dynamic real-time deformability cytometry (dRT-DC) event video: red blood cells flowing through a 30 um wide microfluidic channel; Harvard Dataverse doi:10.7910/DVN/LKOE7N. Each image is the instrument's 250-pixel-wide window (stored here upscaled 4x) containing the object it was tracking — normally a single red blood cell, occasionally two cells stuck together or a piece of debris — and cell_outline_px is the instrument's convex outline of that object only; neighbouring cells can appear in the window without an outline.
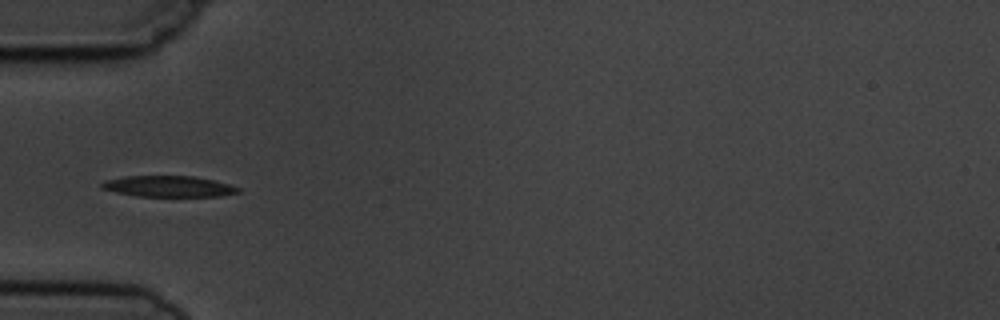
{"species": "common noctule bat (a hibernating species)", "species_latin": "Nyctalus noctula", "temperature_condition": "cold", "stored_images_in_passage": 8, "camera_frame_rate_fps": 3000, "um_per_image_px": 0.085, "animal": {"sex": "male", "body_mass_g": 19.5, "forearm_length_mm": 54.6}, "frame": {"image": 1, "passage_image": 5, "time_ms": 4.667, "image_size_px": [1000, 320], "cell_outline_px": [[240, 192], [220, 196], [136, 196], [116, 192], [100, 188], [100, 184], [104, 180], [124, 176], [196, 176], [228, 184], [240, 188]], "centroid_in_image_um": [14.29, 15.84], "position_along_channel_um": 70.7, "area_um2": 16.7}}
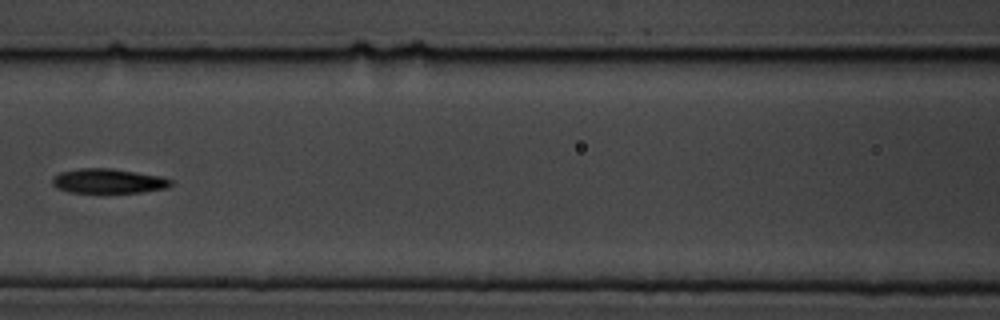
{"frame": {"image": 2, "passage_image": 7, "time_ms": 7.0, "image_size_px": [1000, 320], "cell_outline_px": [[172, 184], [168, 188], [140, 192], [68, 192], [56, 188], [52, 184], [52, 176], [60, 172], [80, 168], [112, 168], [160, 176], [172, 180]], "centroid_in_image_um": [9.18, 15.38], "position_along_channel_um": 157.4, "area_um2": 16.99}}
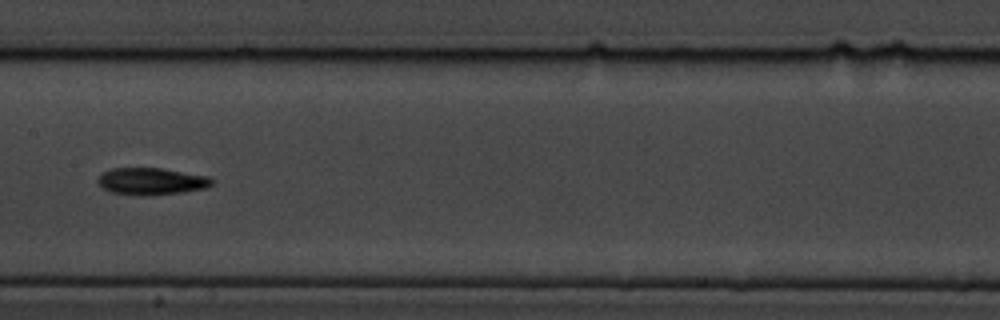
{"frame": {"image": 3, "passage_image": 8, "time_ms": 8.0, "image_size_px": [1000, 320], "cell_outline_px": [[216, 180], [212, 184], [204, 188], [184, 192], [148, 196], [140, 196], [112, 192], [104, 188], [96, 180], [104, 172], [112, 168], [160, 168], [208, 176]], "centroid_in_image_um": [12.9, 15.42], "position_along_channel_um": 194.5, "area_um2": 17.92}}